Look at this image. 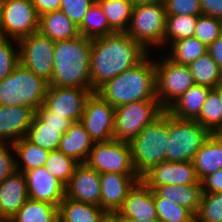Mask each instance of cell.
<instances>
[{"instance_id":"48","label":"cell","mask_w":222,"mask_h":222,"mask_svg":"<svg viewBox=\"0 0 222 222\" xmlns=\"http://www.w3.org/2000/svg\"><path fill=\"white\" fill-rule=\"evenodd\" d=\"M32 2L39 16L59 10L61 4V0H32Z\"/></svg>"},{"instance_id":"9","label":"cell","mask_w":222,"mask_h":222,"mask_svg":"<svg viewBox=\"0 0 222 222\" xmlns=\"http://www.w3.org/2000/svg\"><path fill=\"white\" fill-rule=\"evenodd\" d=\"M155 61L156 97L166 111L195 82L188 65L170 60L166 54Z\"/></svg>"},{"instance_id":"28","label":"cell","mask_w":222,"mask_h":222,"mask_svg":"<svg viewBox=\"0 0 222 222\" xmlns=\"http://www.w3.org/2000/svg\"><path fill=\"white\" fill-rule=\"evenodd\" d=\"M14 154L20 157L15 159L16 170L26 172L35 168L43 167L48 159L50 151L30 142L26 137L13 143ZM21 160V161H20ZM21 164H20V163Z\"/></svg>"},{"instance_id":"42","label":"cell","mask_w":222,"mask_h":222,"mask_svg":"<svg viewBox=\"0 0 222 222\" xmlns=\"http://www.w3.org/2000/svg\"><path fill=\"white\" fill-rule=\"evenodd\" d=\"M96 0H61L60 11L66 14L78 26L84 15Z\"/></svg>"},{"instance_id":"44","label":"cell","mask_w":222,"mask_h":222,"mask_svg":"<svg viewBox=\"0 0 222 222\" xmlns=\"http://www.w3.org/2000/svg\"><path fill=\"white\" fill-rule=\"evenodd\" d=\"M35 115L46 124V126L62 127L64 134L70 127L71 121L62 115L55 114L44 103L35 111Z\"/></svg>"},{"instance_id":"46","label":"cell","mask_w":222,"mask_h":222,"mask_svg":"<svg viewBox=\"0 0 222 222\" xmlns=\"http://www.w3.org/2000/svg\"><path fill=\"white\" fill-rule=\"evenodd\" d=\"M201 183L203 193H222V169L209 174Z\"/></svg>"},{"instance_id":"6","label":"cell","mask_w":222,"mask_h":222,"mask_svg":"<svg viewBox=\"0 0 222 222\" xmlns=\"http://www.w3.org/2000/svg\"><path fill=\"white\" fill-rule=\"evenodd\" d=\"M211 133L196 120H182L169 113V138L165 161H193Z\"/></svg>"},{"instance_id":"41","label":"cell","mask_w":222,"mask_h":222,"mask_svg":"<svg viewBox=\"0 0 222 222\" xmlns=\"http://www.w3.org/2000/svg\"><path fill=\"white\" fill-rule=\"evenodd\" d=\"M15 43V45L13 43ZM17 44V45H16ZM18 40L0 37V81L10 75L19 64Z\"/></svg>"},{"instance_id":"10","label":"cell","mask_w":222,"mask_h":222,"mask_svg":"<svg viewBox=\"0 0 222 222\" xmlns=\"http://www.w3.org/2000/svg\"><path fill=\"white\" fill-rule=\"evenodd\" d=\"M39 19L32 0H1L0 37L19 40L33 34Z\"/></svg>"},{"instance_id":"16","label":"cell","mask_w":222,"mask_h":222,"mask_svg":"<svg viewBox=\"0 0 222 222\" xmlns=\"http://www.w3.org/2000/svg\"><path fill=\"white\" fill-rule=\"evenodd\" d=\"M100 207L108 214H116L123 206L129 191L140 180L137 174L101 173Z\"/></svg>"},{"instance_id":"30","label":"cell","mask_w":222,"mask_h":222,"mask_svg":"<svg viewBox=\"0 0 222 222\" xmlns=\"http://www.w3.org/2000/svg\"><path fill=\"white\" fill-rule=\"evenodd\" d=\"M114 32H126L133 4L130 0H96Z\"/></svg>"},{"instance_id":"51","label":"cell","mask_w":222,"mask_h":222,"mask_svg":"<svg viewBox=\"0 0 222 222\" xmlns=\"http://www.w3.org/2000/svg\"><path fill=\"white\" fill-rule=\"evenodd\" d=\"M118 222H161L158 218L157 219H151V220H134L130 218H117Z\"/></svg>"},{"instance_id":"8","label":"cell","mask_w":222,"mask_h":222,"mask_svg":"<svg viewBox=\"0 0 222 222\" xmlns=\"http://www.w3.org/2000/svg\"><path fill=\"white\" fill-rule=\"evenodd\" d=\"M165 110L158 100H140L115 108L114 139L130 143L148 124Z\"/></svg>"},{"instance_id":"23","label":"cell","mask_w":222,"mask_h":222,"mask_svg":"<svg viewBox=\"0 0 222 222\" xmlns=\"http://www.w3.org/2000/svg\"><path fill=\"white\" fill-rule=\"evenodd\" d=\"M212 88L194 84L188 88L166 111L182 120H196Z\"/></svg>"},{"instance_id":"21","label":"cell","mask_w":222,"mask_h":222,"mask_svg":"<svg viewBox=\"0 0 222 222\" xmlns=\"http://www.w3.org/2000/svg\"><path fill=\"white\" fill-rule=\"evenodd\" d=\"M34 114L35 112L26 106L0 105V143L13 144L26 137Z\"/></svg>"},{"instance_id":"20","label":"cell","mask_w":222,"mask_h":222,"mask_svg":"<svg viewBox=\"0 0 222 222\" xmlns=\"http://www.w3.org/2000/svg\"><path fill=\"white\" fill-rule=\"evenodd\" d=\"M28 198L25 174L15 170L0 183V221L9 222Z\"/></svg>"},{"instance_id":"24","label":"cell","mask_w":222,"mask_h":222,"mask_svg":"<svg viewBox=\"0 0 222 222\" xmlns=\"http://www.w3.org/2000/svg\"><path fill=\"white\" fill-rule=\"evenodd\" d=\"M192 162L200 182L209 174L222 169V139L219 135L211 134Z\"/></svg>"},{"instance_id":"52","label":"cell","mask_w":222,"mask_h":222,"mask_svg":"<svg viewBox=\"0 0 222 222\" xmlns=\"http://www.w3.org/2000/svg\"><path fill=\"white\" fill-rule=\"evenodd\" d=\"M103 222H118V220L114 215H108Z\"/></svg>"},{"instance_id":"36","label":"cell","mask_w":222,"mask_h":222,"mask_svg":"<svg viewBox=\"0 0 222 222\" xmlns=\"http://www.w3.org/2000/svg\"><path fill=\"white\" fill-rule=\"evenodd\" d=\"M196 121L211 134H216L222 128V105L215 88L210 90Z\"/></svg>"},{"instance_id":"3","label":"cell","mask_w":222,"mask_h":222,"mask_svg":"<svg viewBox=\"0 0 222 222\" xmlns=\"http://www.w3.org/2000/svg\"><path fill=\"white\" fill-rule=\"evenodd\" d=\"M96 93L115 108L133 101L157 100L155 60L148 55L137 66L106 82Z\"/></svg>"},{"instance_id":"38","label":"cell","mask_w":222,"mask_h":222,"mask_svg":"<svg viewBox=\"0 0 222 222\" xmlns=\"http://www.w3.org/2000/svg\"><path fill=\"white\" fill-rule=\"evenodd\" d=\"M153 199L161 222H195V216L187 208L159 197L154 191Z\"/></svg>"},{"instance_id":"33","label":"cell","mask_w":222,"mask_h":222,"mask_svg":"<svg viewBox=\"0 0 222 222\" xmlns=\"http://www.w3.org/2000/svg\"><path fill=\"white\" fill-rule=\"evenodd\" d=\"M62 137V127L46 126L35 114L26 138L48 151L57 150Z\"/></svg>"},{"instance_id":"49","label":"cell","mask_w":222,"mask_h":222,"mask_svg":"<svg viewBox=\"0 0 222 222\" xmlns=\"http://www.w3.org/2000/svg\"><path fill=\"white\" fill-rule=\"evenodd\" d=\"M207 52L222 70V35L207 47Z\"/></svg>"},{"instance_id":"26","label":"cell","mask_w":222,"mask_h":222,"mask_svg":"<svg viewBox=\"0 0 222 222\" xmlns=\"http://www.w3.org/2000/svg\"><path fill=\"white\" fill-rule=\"evenodd\" d=\"M39 31L54 42L80 36L78 25L60 10L42 14L39 19Z\"/></svg>"},{"instance_id":"32","label":"cell","mask_w":222,"mask_h":222,"mask_svg":"<svg viewBox=\"0 0 222 222\" xmlns=\"http://www.w3.org/2000/svg\"><path fill=\"white\" fill-rule=\"evenodd\" d=\"M189 69L195 84L216 88L221 84L222 70L208 52L191 62Z\"/></svg>"},{"instance_id":"15","label":"cell","mask_w":222,"mask_h":222,"mask_svg":"<svg viewBox=\"0 0 222 222\" xmlns=\"http://www.w3.org/2000/svg\"><path fill=\"white\" fill-rule=\"evenodd\" d=\"M140 179L148 187L202 184L198 180L192 161H163L152 167Z\"/></svg>"},{"instance_id":"34","label":"cell","mask_w":222,"mask_h":222,"mask_svg":"<svg viewBox=\"0 0 222 222\" xmlns=\"http://www.w3.org/2000/svg\"><path fill=\"white\" fill-rule=\"evenodd\" d=\"M198 16L167 15L163 46L167 42L171 44L181 39L193 37Z\"/></svg>"},{"instance_id":"12","label":"cell","mask_w":222,"mask_h":222,"mask_svg":"<svg viewBox=\"0 0 222 222\" xmlns=\"http://www.w3.org/2000/svg\"><path fill=\"white\" fill-rule=\"evenodd\" d=\"M85 163L99 174L109 172L136 174L132 165L129 143L115 139L94 142Z\"/></svg>"},{"instance_id":"5","label":"cell","mask_w":222,"mask_h":222,"mask_svg":"<svg viewBox=\"0 0 222 222\" xmlns=\"http://www.w3.org/2000/svg\"><path fill=\"white\" fill-rule=\"evenodd\" d=\"M49 82L20 63L0 81V105L26 106L34 112L44 103Z\"/></svg>"},{"instance_id":"29","label":"cell","mask_w":222,"mask_h":222,"mask_svg":"<svg viewBox=\"0 0 222 222\" xmlns=\"http://www.w3.org/2000/svg\"><path fill=\"white\" fill-rule=\"evenodd\" d=\"M9 222H59V206L28 198Z\"/></svg>"},{"instance_id":"27","label":"cell","mask_w":222,"mask_h":222,"mask_svg":"<svg viewBox=\"0 0 222 222\" xmlns=\"http://www.w3.org/2000/svg\"><path fill=\"white\" fill-rule=\"evenodd\" d=\"M107 216L100 206L75 201L66 196L59 205V222H103Z\"/></svg>"},{"instance_id":"39","label":"cell","mask_w":222,"mask_h":222,"mask_svg":"<svg viewBox=\"0 0 222 222\" xmlns=\"http://www.w3.org/2000/svg\"><path fill=\"white\" fill-rule=\"evenodd\" d=\"M195 222H222V193H203Z\"/></svg>"},{"instance_id":"13","label":"cell","mask_w":222,"mask_h":222,"mask_svg":"<svg viewBox=\"0 0 222 222\" xmlns=\"http://www.w3.org/2000/svg\"><path fill=\"white\" fill-rule=\"evenodd\" d=\"M114 112L115 107L98 93L87 98L80 121L94 142L114 139Z\"/></svg>"},{"instance_id":"18","label":"cell","mask_w":222,"mask_h":222,"mask_svg":"<svg viewBox=\"0 0 222 222\" xmlns=\"http://www.w3.org/2000/svg\"><path fill=\"white\" fill-rule=\"evenodd\" d=\"M29 199L59 206L65 197V185L43 166L24 172Z\"/></svg>"},{"instance_id":"35","label":"cell","mask_w":222,"mask_h":222,"mask_svg":"<svg viewBox=\"0 0 222 222\" xmlns=\"http://www.w3.org/2000/svg\"><path fill=\"white\" fill-rule=\"evenodd\" d=\"M170 46L171 53L167 54V57L183 65H189L207 52V46L194 36L175 41Z\"/></svg>"},{"instance_id":"37","label":"cell","mask_w":222,"mask_h":222,"mask_svg":"<svg viewBox=\"0 0 222 222\" xmlns=\"http://www.w3.org/2000/svg\"><path fill=\"white\" fill-rule=\"evenodd\" d=\"M80 163L61 151H50L44 167L48 172L66 185Z\"/></svg>"},{"instance_id":"4","label":"cell","mask_w":222,"mask_h":222,"mask_svg":"<svg viewBox=\"0 0 222 222\" xmlns=\"http://www.w3.org/2000/svg\"><path fill=\"white\" fill-rule=\"evenodd\" d=\"M168 138L169 113L164 111L129 143L132 165L139 178L158 163L165 161Z\"/></svg>"},{"instance_id":"50","label":"cell","mask_w":222,"mask_h":222,"mask_svg":"<svg viewBox=\"0 0 222 222\" xmlns=\"http://www.w3.org/2000/svg\"><path fill=\"white\" fill-rule=\"evenodd\" d=\"M133 4L139 5V4H148V3H164L165 0H130Z\"/></svg>"},{"instance_id":"17","label":"cell","mask_w":222,"mask_h":222,"mask_svg":"<svg viewBox=\"0 0 222 222\" xmlns=\"http://www.w3.org/2000/svg\"><path fill=\"white\" fill-rule=\"evenodd\" d=\"M100 174L86 163H80L65 185V196L75 201L100 206Z\"/></svg>"},{"instance_id":"45","label":"cell","mask_w":222,"mask_h":222,"mask_svg":"<svg viewBox=\"0 0 222 222\" xmlns=\"http://www.w3.org/2000/svg\"><path fill=\"white\" fill-rule=\"evenodd\" d=\"M10 151L14 153L12 143H0V183L16 170V158Z\"/></svg>"},{"instance_id":"31","label":"cell","mask_w":222,"mask_h":222,"mask_svg":"<svg viewBox=\"0 0 222 222\" xmlns=\"http://www.w3.org/2000/svg\"><path fill=\"white\" fill-rule=\"evenodd\" d=\"M78 28L80 35L88 39H95L115 33L110 28L104 12L96 1L87 10Z\"/></svg>"},{"instance_id":"14","label":"cell","mask_w":222,"mask_h":222,"mask_svg":"<svg viewBox=\"0 0 222 222\" xmlns=\"http://www.w3.org/2000/svg\"><path fill=\"white\" fill-rule=\"evenodd\" d=\"M93 91L79 87H48L44 104L55 114L67 117L71 122L80 121L87 98Z\"/></svg>"},{"instance_id":"53","label":"cell","mask_w":222,"mask_h":222,"mask_svg":"<svg viewBox=\"0 0 222 222\" xmlns=\"http://www.w3.org/2000/svg\"><path fill=\"white\" fill-rule=\"evenodd\" d=\"M218 93H219V98H220V101H221V105H222V85H218L216 88H215Z\"/></svg>"},{"instance_id":"1","label":"cell","mask_w":222,"mask_h":222,"mask_svg":"<svg viewBox=\"0 0 222 222\" xmlns=\"http://www.w3.org/2000/svg\"><path fill=\"white\" fill-rule=\"evenodd\" d=\"M150 53L126 32L92 39L90 53L91 90L96 92L115 76L137 66Z\"/></svg>"},{"instance_id":"54","label":"cell","mask_w":222,"mask_h":222,"mask_svg":"<svg viewBox=\"0 0 222 222\" xmlns=\"http://www.w3.org/2000/svg\"><path fill=\"white\" fill-rule=\"evenodd\" d=\"M216 134L222 139V128Z\"/></svg>"},{"instance_id":"47","label":"cell","mask_w":222,"mask_h":222,"mask_svg":"<svg viewBox=\"0 0 222 222\" xmlns=\"http://www.w3.org/2000/svg\"><path fill=\"white\" fill-rule=\"evenodd\" d=\"M202 14L222 20V0H200Z\"/></svg>"},{"instance_id":"2","label":"cell","mask_w":222,"mask_h":222,"mask_svg":"<svg viewBox=\"0 0 222 222\" xmlns=\"http://www.w3.org/2000/svg\"><path fill=\"white\" fill-rule=\"evenodd\" d=\"M92 39L78 36L55 42L50 86L91 89L90 53Z\"/></svg>"},{"instance_id":"19","label":"cell","mask_w":222,"mask_h":222,"mask_svg":"<svg viewBox=\"0 0 222 222\" xmlns=\"http://www.w3.org/2000/svg\"><path fill=\"white\" fill-rule=\"evenodd\" d=\"M114 216L140 221L157 219L153 190L140 179L129 191L122 208Z\"/></svg>"},{"instance_id":"40","label":"cell","mask_w":222,"mask_h":222,"mask_svg":"<svg viewBox=\"0 0 222 222\" xmlns=\"http://www.w3.org/2000/svg\"><path fill=\"white\" fill-rule=\"evenodd\" d=\"M221 35L222 20L204 14H200L197 17L194 37L200 40L205 46L208 47Z\"/></svg>"},{"instance_id":"22","label":"cell","mask_w":222,"mask_h":222,"mask_svg":"<svg viewBox=\"0 0 222 222\" xmlns=\"http://www.w3.org/2000/svg\"><path fill=\"white\" fill-rule=\"evenodd\" d=\"M93 144L94 141L81 121H76L72 122L69 129L62 134L58 150L79 163H85Z\"/></svg>"},{"instance_id":"43","label":"cell","mask_w":222,"mask_h":222,"mask_svg":"<svg viewBox=\"0 0 222 222\" xmlns=\"http://www.w3.org/2000/svg\"><path fill=\"white\" fill-rule=\"evenodd\" d=\"M164 8L167 15H200V0H165Z\"/></svg>"},{"instance_id":"25","label":"cell","mask_w":222,"mask_h":222,"mask_svg":"<svg viewBox=\"0 0 222 222\" xmlns=\"http://www.w3.org/2000/svg\"><path fill=\"white\" fill-rule=\"evenodd\" d=\"M159 197L187 208L194 216L199 209L203 195L202 184L161 185L150 187Z\"/></svg>"},{"instance_id":"7","label":"cell","mask_w":222,"mask_h":222,"mask_svg":"<svg viewBox=\"0 0 222 222\" xmlns=\"http://www.w3.org/2000/svg\"><path fill=\"white\" fill-rule=\"evenodd\" d=\"M166 17L163 3L135 5L126 33L147 51L152 47L160 48L163 46Z\"/></svg>"},{"instance_id":"11","label":"cell","mask_w":222,"mask_h":222,"mask_svg":"<svg viewBox=\"0 0 222 222\" xmlns=\"http://www.w3.org/2000/svg\"><path fill=\"white\" fill-rule=\"evenodd\" d=\"M19 63L50 82L53 74L55 42L40 31L18 40Z\"/></svg>"}]
</instances>
